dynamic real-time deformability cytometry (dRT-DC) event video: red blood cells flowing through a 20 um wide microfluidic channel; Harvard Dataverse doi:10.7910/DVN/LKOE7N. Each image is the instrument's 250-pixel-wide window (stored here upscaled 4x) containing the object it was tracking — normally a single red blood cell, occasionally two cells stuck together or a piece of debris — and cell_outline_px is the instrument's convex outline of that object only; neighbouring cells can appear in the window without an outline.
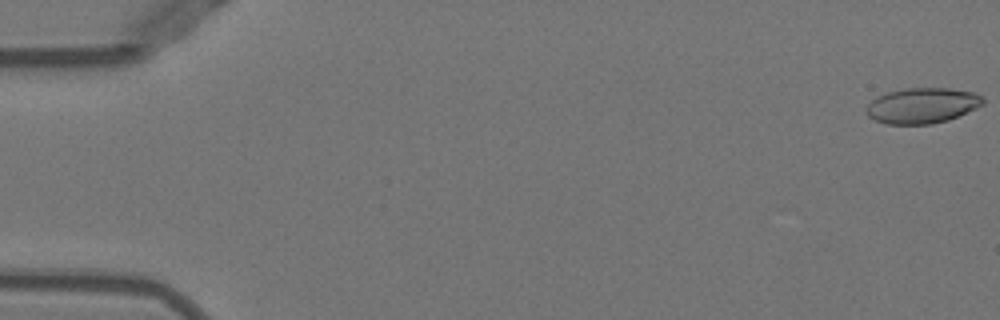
{"species": "Egyptian fruit bat (a non-hibernating species)", "species_latin": "Rousettus aegyptiacus", "temperature_condition": "warm", "stored_images_in_passage": 4, "camera_frame_rate_fps": 3000, "um_per_image_px": 0.085, "animal": {"sex": "female"}, "frame": {"image": 1, "passage_image": 1, "time_ms": 0.0, "image_size_px": [1000, 320], "cell_outline_px": [[984, 104], [976, 108], [948, 120], [932, 124], [884, 124], [868, 116], [868, 104], [876, 96], [888, 92], [904, 88], [948, 88], [972, 92], [980, 96], [984, 100]], "centroid_in_image_um": [78.38, 8.97], "position_along_channel_um": 6.6, "area_um2": 23.99}}